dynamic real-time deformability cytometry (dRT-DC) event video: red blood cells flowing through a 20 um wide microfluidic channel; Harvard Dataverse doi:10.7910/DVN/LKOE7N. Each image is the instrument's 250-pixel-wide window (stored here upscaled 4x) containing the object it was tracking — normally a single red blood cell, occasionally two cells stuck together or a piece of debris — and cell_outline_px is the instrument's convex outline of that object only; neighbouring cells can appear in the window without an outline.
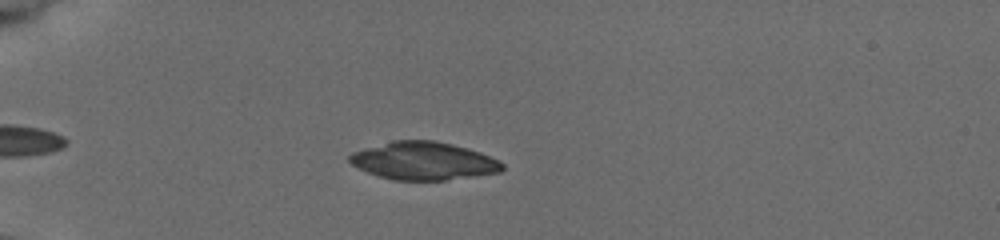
{"species": "common noctule bat (a hibernating species)", "species_latin": "Nyctalus noctula", "temperature_condition": "cold", "stored_images_in_passage": 47, "camera_frame_rate_fps": 3000, "um_per_image_px": 0.085, "animal": {"sex": "female", "body_mass_g": 19.5, "forearm_length_mm": 54.1}, "frame": {"image": 1, "passage_image": 12, "time_ms": 3.667, "image_size_px": [1000, 240], "cell_outline_px": [[504, 168], [500, 172], [448, 180], [392, 180], [368, 172], [352, 164], [348, 160], [348, 156], [352, 152], [392, 140], [432, 140], [452, 144], [468, 148], [480, 152], [504, 164]], "centroid_in_image_um": [35.99, 13.67], "position_along_channel_um": 49.0, "area_um2": 33.58}}